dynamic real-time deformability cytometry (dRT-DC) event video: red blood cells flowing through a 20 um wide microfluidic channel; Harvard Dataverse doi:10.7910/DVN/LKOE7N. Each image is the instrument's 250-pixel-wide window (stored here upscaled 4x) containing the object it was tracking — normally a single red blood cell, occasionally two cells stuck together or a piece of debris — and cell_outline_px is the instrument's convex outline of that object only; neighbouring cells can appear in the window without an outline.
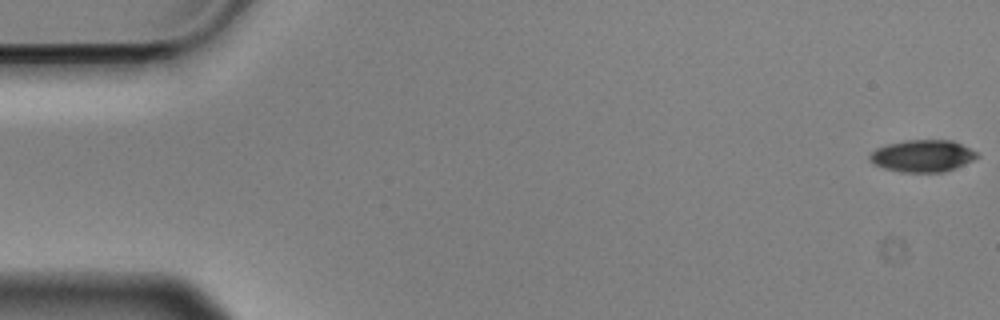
{"species": "Egyptian fruit bat (a non-hibernating species)", "species_latin": "Rousettus aegyptiacus", "temperature_condition": "cold", "stored_images_in_passage": 56, "camera_frame_rate_fps": 3000, "um_per_image_px": 0.085, "animal": {"sex": "male"}, "frame": {"image": 1, "passage_image": 1, "time_ms": 0.0, "image_size_px": [1000, 320], "cell_outline_px": [[980, 156], [964, 164], [944, 172], [900, 172], [884, 168], [868, 160], [868, 156], [876, 148], [888, 144], [908, 140], [952, 140], [976, 152]], "centroid_in_image_um": [78.39, 13.25], "position_along_channel_um": 6.6, "area_um2": 19.83}}
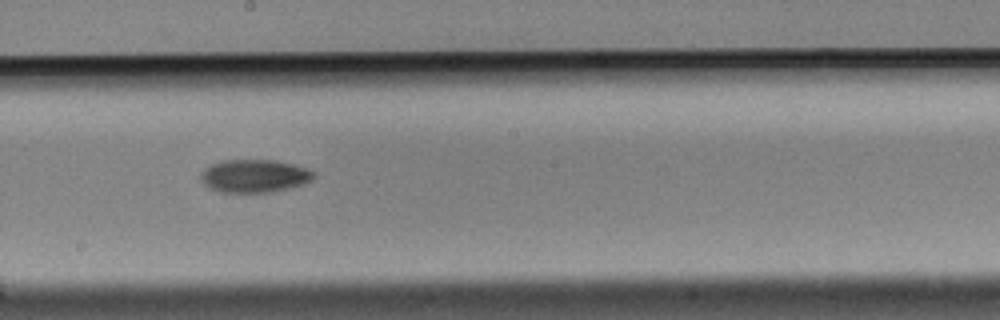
{"frame": {"image": 2, "passage_image": 31, "time_ms": 10.0, "image_size_px": [1000, 320], "cell_outline_px": [[316, 176], [312, 180], [304, 184], [288, 188], [268, 192], [224, 192], [212, 188], [204, 184], [200, 176], [204, 168], [212, 164], [224, 160], [276, 160], [308, 168], [316, 172]], "centroid_in_image_um": [21.68, 14.94], "position_along_channel_um": 226.5, "area_um2": 21.62}}
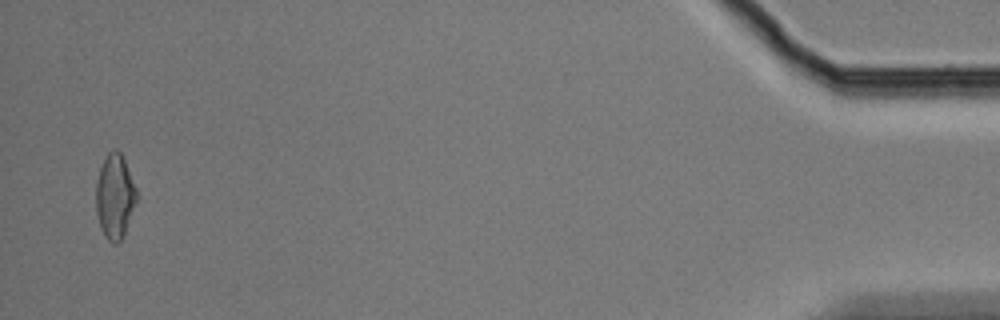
{"frame": {"image": 3, "passage_image": 55, "time_ms": 18.0, "image_size_px": [1000, 320], "cell_outline_px": [[136, 200], [124, 236], [116, 244], [112, 244], [104, 236], [100, 228], [96, 212], [96, 184], [100, 168], [108, 152], [116, 148], [120, 152], [124, 160], [136, 188]], "centroid_in_image_um": [9.74, 16.73], "position_along_channel_um": 425.5, "area_um2": 19.83}, "authors_computed_cell_mechanics": {"area_um2": 20.4612, "velocity_mm_per_s": 3.5833, "shape_relaxation_time_tau1_ms": 5.1131, "shape_relaxation_time_tau2_ms": null, "deformation_change_tau1": 0.1305, "deformation_change_tau2": null}}